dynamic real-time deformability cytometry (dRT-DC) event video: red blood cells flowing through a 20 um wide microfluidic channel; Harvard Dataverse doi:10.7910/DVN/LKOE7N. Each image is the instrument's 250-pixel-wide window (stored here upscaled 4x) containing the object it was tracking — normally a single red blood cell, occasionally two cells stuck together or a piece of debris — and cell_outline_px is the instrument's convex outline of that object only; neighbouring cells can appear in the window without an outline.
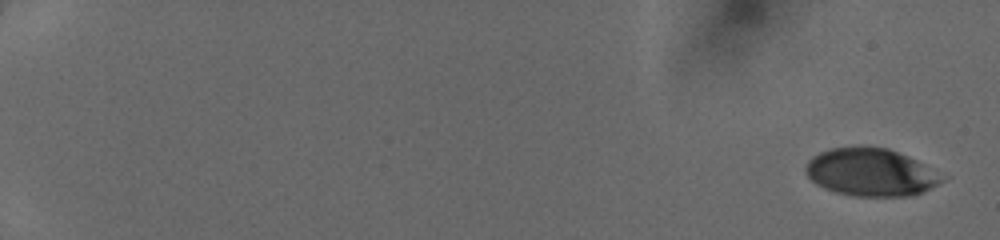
{"species": "human", "species_latin": "Homo sapiens", "temperature_condition": "cold", "stored_images_in_passage": 19, "camera_frame_rate_fps": 3000, "um_per_image_px": 0.085, "donor": {"sex": "female"}, "frame": {"image": 1, "passage_image": 1, "time_ms": 0.0, "image_size_px": [1000, 240], "cell_outline_px": [[948, 176], [944, 180], [924, 192], [908, 196], [852, 196], [836, 192], [824, 188], [816, 184], [808, 176], [804, 168], [804, 164], [812, 156], [820, 152], [832, 148], [852, 144], [860, 144], [888, 148], [908, 156]], "centroid_in_image_um": [74.01, 14.61], "position_along_channel_um": 11.0, "area_um2": 38.73}}
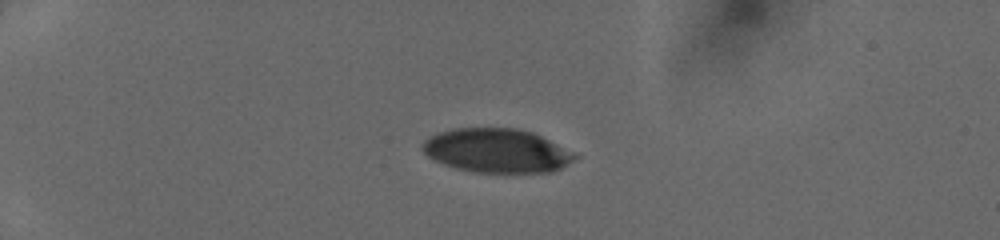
{"frame": {"image": 2, "passage_image": 12, "time_ms": 4.333, "image_size_px": [1000, 240], "cell_outline_px": [[580, 156], [560, 168], [548, 172], [472, 172], [456, 168], [444, 164], [428, 156], [420, 148], [420, 144], [428, 136], [452, 128], [516, 128], [532, 132]], "centroid_in_image_um": [42.16, 12.8], "position_along_channel_um": 42.8, "area_um2": 38.78}}
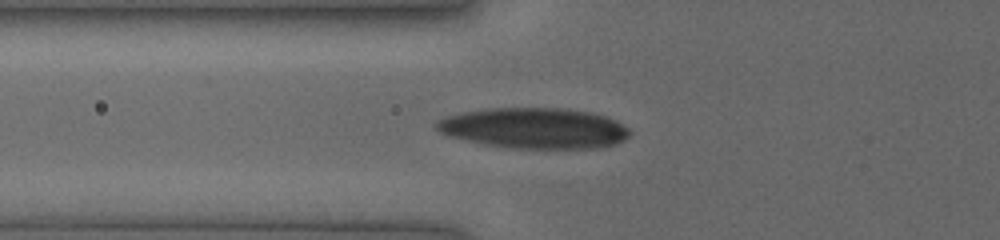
{"frame": {"image": 3, "passage_image": 18, "time_ms": 6.667, "image_size_px": [1000, 240], "cell_outline_px": [[632, 132], [624, 140], [616, 144], [596, 148], [508, 148], [484, 144], [448, 136], [440, 132], [436, 128], [436, 124], [444, 116], [460, 112], [484, 108], [568, 108], [592, 112], [616, 120], [628, 128]], "centroid_in_image_um": [45.41, 10.88], "position_along_channel_um": 80.4, "area_um2": 46.07}}